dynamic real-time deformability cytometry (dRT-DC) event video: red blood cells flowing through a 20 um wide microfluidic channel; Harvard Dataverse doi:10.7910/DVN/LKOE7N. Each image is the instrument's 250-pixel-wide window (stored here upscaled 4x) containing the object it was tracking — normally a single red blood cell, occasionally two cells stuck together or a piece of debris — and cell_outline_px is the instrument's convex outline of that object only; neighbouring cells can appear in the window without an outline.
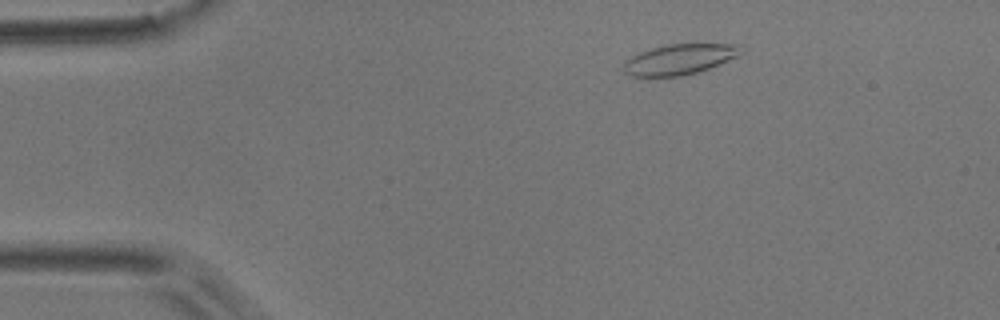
{"species": "common noctule bat (a hibernating species)", "species_latin": "Nyctalus noctula", "temperature_condition": "room temperature", "stored_images_in_passage": 4, "camera_frame_rate_fps": 3000, "um_per_image_px": 0.085, "animal": {"sex": "male", "body_mass_g": 17.9}, "frame": {"image": 1, "passage_image": 2, "time_ms": 1.333, "image_size_px": [1000, 320], "cell_outline_px": [[744, 52], [728, 60], [708, 68], [696, 72], [680, 76], [632, 76], [624, 72], [624, 60], [640, 52], [652, 48], [668, 44], [740, 44], [744, 48]], "centroid_in_image_um": [57.77, 5.03], "position_along_channel_um": 27.2, "area_um2": 20.63}}